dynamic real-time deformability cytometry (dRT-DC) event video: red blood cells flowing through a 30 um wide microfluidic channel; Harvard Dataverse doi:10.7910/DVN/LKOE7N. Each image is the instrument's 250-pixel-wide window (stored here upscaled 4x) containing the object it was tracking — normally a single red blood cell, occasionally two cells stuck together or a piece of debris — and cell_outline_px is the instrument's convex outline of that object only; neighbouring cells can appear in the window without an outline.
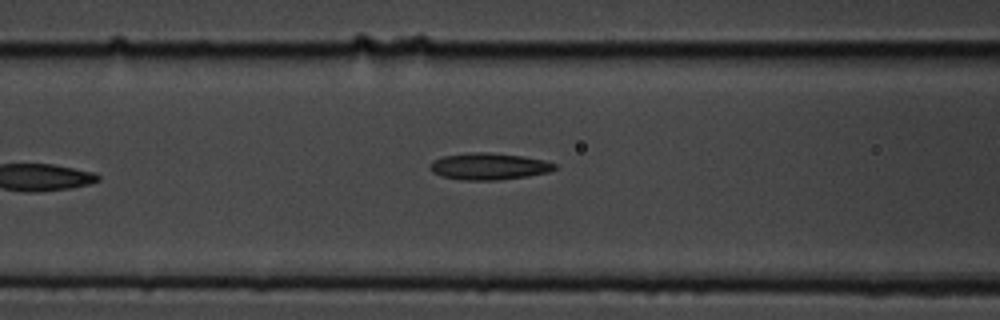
{"species": "common noctule bat (a hibernating species)", "species_latin": "Nyctalus noctula", "temperature_condition": "cold", "stored_images_in_passage": 7, "camera_frame_rate_fps": 3000, "um_per_image_px": 0.085, "animal": {"sex": "male", "body_mass_g": 19.5, "forearm_length_mm": 54.6}, "frame": {"image": 1, "passage_image": 7, "time_ms": 2.0, "image_size_px": [1000, 320], "cell_outline_px": [[556, 168], [548, 172], [528, 176], [500, 180], [464, 180], [440, 176], [432, 172], [428, 168], [428, 164], [432, 160], [444, 156], [468, 152], [488, 152], [524, 156], [544, 160], [556, 164]], "centroid_in_image_um": [41.51, 14.14], "position_along_channel_um": 125.1, "area_um2": 19.65}}